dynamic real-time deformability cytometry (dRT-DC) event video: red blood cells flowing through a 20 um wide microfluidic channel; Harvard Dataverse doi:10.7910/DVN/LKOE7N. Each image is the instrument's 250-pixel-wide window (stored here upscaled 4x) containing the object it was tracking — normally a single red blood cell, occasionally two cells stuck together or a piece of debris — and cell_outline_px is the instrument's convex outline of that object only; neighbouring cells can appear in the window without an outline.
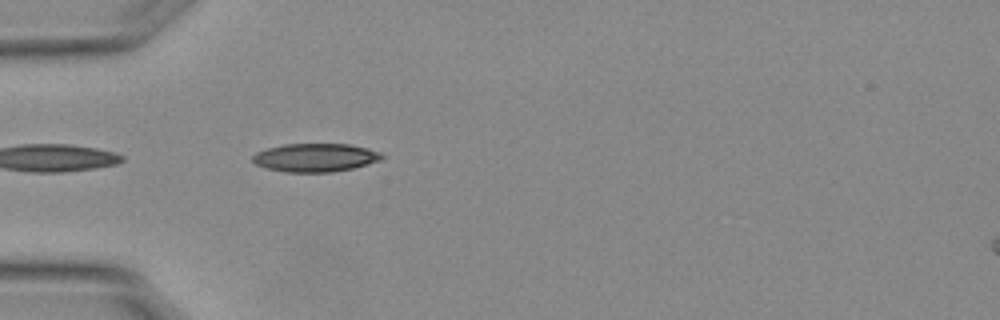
{"species": "Egyptian fruit bat (a non-hibernating species)", "species_latin": "Rousettus aegyptiacus", "temperature_condition": "warm", "stored_images_in_passage": 14, "camera_frame_rate_fps": 3000, "um_per_image_px": 0.085, "animal": {"sex": "female"}, "frame": {"image": 1, "passage_image": 1, "time_ms": 0.0, "image_size_px": [1000, 320], "cell_outline_px": [[384, 156], [380, 160], [368, 164], [352, 168], [332, 172], [284, 172], [268, 168], [256, 164], [252, 160], [252, 156], [256, 152], [268, 148], [284, 144], [348, 144], [368, 148], [380, 152]], "centroid_in_image_um": [26.8, 13.39], "position_along_channel_um": 58.2, "area_um2": 21.27}}
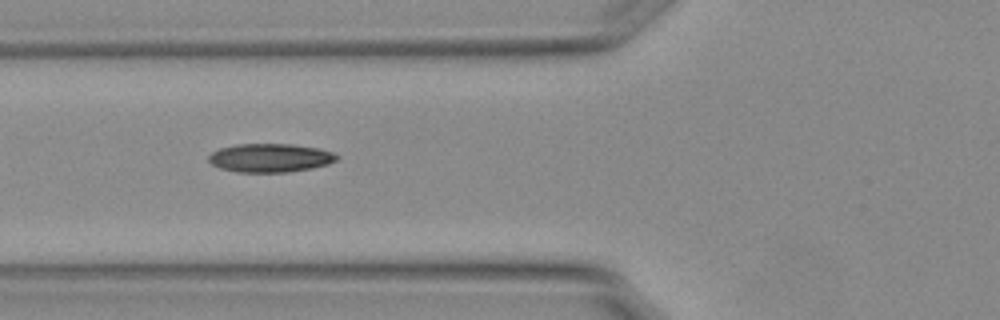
{"frame": {"image": 2, "passage_image": 5, "time_ms": 1.333, "image_size_px": [1000, 320], "cell_outline_px": [[340, 156], [336, 160], [328, 164], [312, 168], [288, 172], [236, 172], [220, 168], [212, 164], [208, 160], [208, 156], [212, 152], [220, 148], [236, 144], [292, 144], [316, 148], [332, 152]], "centroid_in_image_um": [22.95, 13.42], "position_along_channel_um": 102.9, "area_um2": 21.33}}